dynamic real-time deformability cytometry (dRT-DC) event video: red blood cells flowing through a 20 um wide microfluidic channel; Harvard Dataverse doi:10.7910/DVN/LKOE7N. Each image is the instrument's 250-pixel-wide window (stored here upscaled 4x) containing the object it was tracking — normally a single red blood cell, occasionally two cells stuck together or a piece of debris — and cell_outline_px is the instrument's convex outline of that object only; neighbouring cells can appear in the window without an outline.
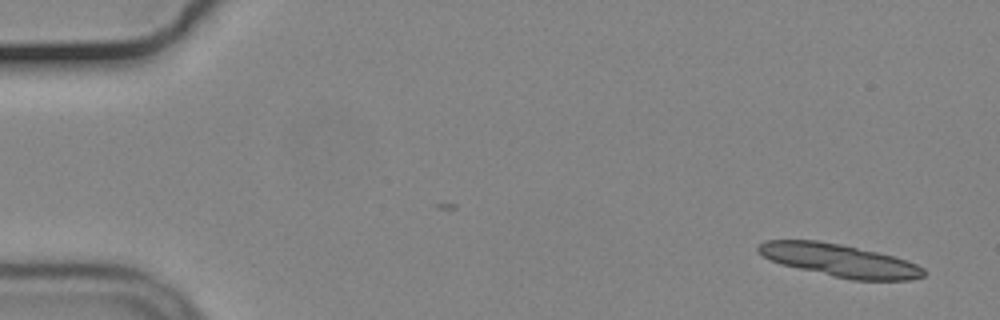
{"species": "common noctule bat (a hibernating species)", "species_latin": "Nyctalus noctula", "temperature_condition": "cold", "stored_images_in_passage": 16, "camera_frame_rate_fps": 3000, "um_per_image_px": 0.085, "animal": {"sex": "male", "body_mass_g": 19.2, "forearm_length_mm": 51.8}, "frame": {"image": 1, "passage_image": 3, "time_ms": 0.667, "image_size_px": [1000, 320], "cell_outline_px": [[924, 276], [908, 280], [852, 280], [780, 264], [756, 252], [756, 248], [764, 240], [816, 240], [840, 244], [876, 252], [892, 256], [916, 264], [924, 268]], "centroid_in_image_um": [71.32, 22.13], "position_along_channel_um": 13.7, "area_um2": 31.1}}